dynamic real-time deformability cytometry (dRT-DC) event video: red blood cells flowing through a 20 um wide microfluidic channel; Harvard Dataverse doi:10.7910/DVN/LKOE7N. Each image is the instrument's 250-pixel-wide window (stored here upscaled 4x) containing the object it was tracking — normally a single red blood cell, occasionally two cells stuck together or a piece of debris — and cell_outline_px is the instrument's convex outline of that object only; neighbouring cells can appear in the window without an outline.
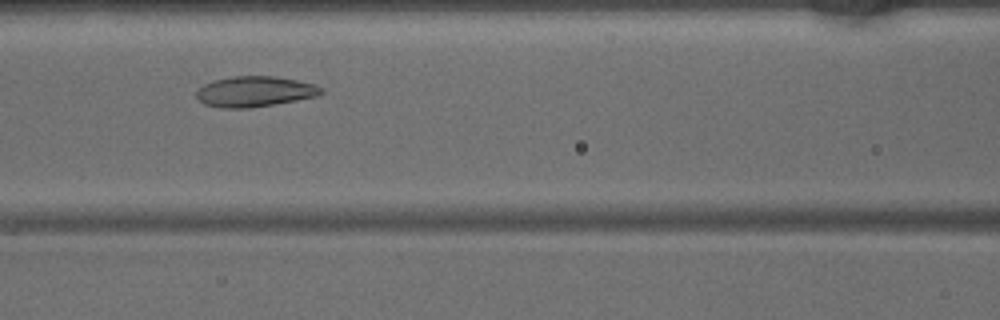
{"species": "common noctule bat (a hibernating species)", "species_latin": "Nyctalus noctula", "temperature_condition": "warm", "stored_images_in_passage": 37, "camera_frame_rate_fps": 3000, "um_per_image_px": 0.085, "animal": {"sex": "male", "body_mass_g": 15.6}, "frame": {"image": 1, "passage_image": 11, "time_ms": 3.333, "image_size_px": [1000, 320], "cell_outline_px": [[324, 92], [316, 96], [296, 100], [248, 108], [220, 108], [204, 104], [196, 96], [196, 92], [204, 84], [212, 80], [232, 76], [276, 76], [296, 80], [312, 84], [320, 88]], "centroid_in_image_um": [21.6, 7.77], "position_along_channel_um": 145.0, "area_um2": 21.96}}
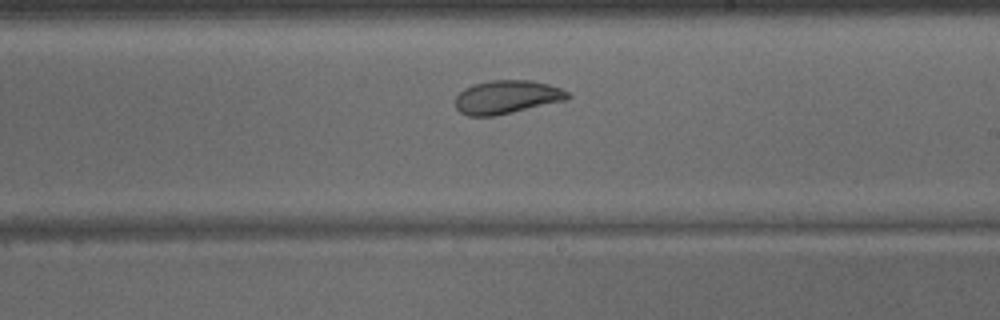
{"frame": {"image": 2, "passage_image": 18, "time_ms": 5.667, "image_size_px": [1000, 320], "cell_outline_px": [[572, 96], [568, 100], [496, 116], [468, 116], [460, 112], [456, 108], [456, 96], [464, 88], [472, 84], [488, 80], [532, 80], [548, 84], [560, 88], [568, 92]], "centroid_in_image_um": [43.09, 8.25], "position_along_channel_um": 245.9, "area_um2": 22.2}}
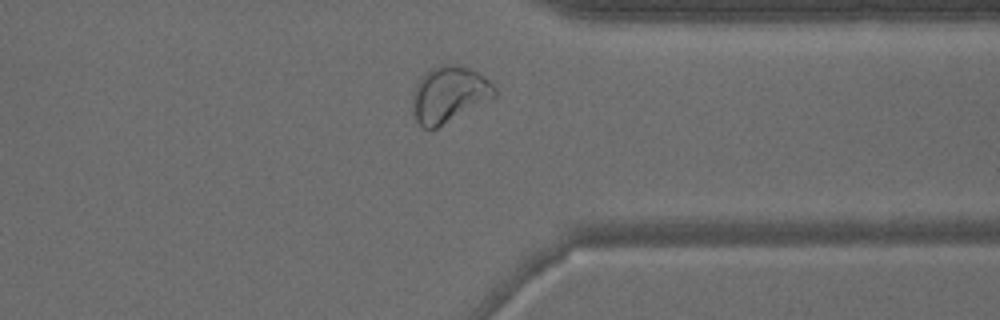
{"frame": {"image": 3, "passage_image": 27, "time_ms": 8.667, "image_size_px": [1000, 320], "cell_outline_px": [[496, 96], [436, 128], [424, 128], [416, 120], [412, 108], [416, 84], [420, 76], [432, 68], [440, 64], [456, 64], [468, 68], [484, 76], [496, 88]], "centroid_in_image_um": [38.16, 8.0], "position_along_channel_um": 373.2, "area_um2": 26.41}}